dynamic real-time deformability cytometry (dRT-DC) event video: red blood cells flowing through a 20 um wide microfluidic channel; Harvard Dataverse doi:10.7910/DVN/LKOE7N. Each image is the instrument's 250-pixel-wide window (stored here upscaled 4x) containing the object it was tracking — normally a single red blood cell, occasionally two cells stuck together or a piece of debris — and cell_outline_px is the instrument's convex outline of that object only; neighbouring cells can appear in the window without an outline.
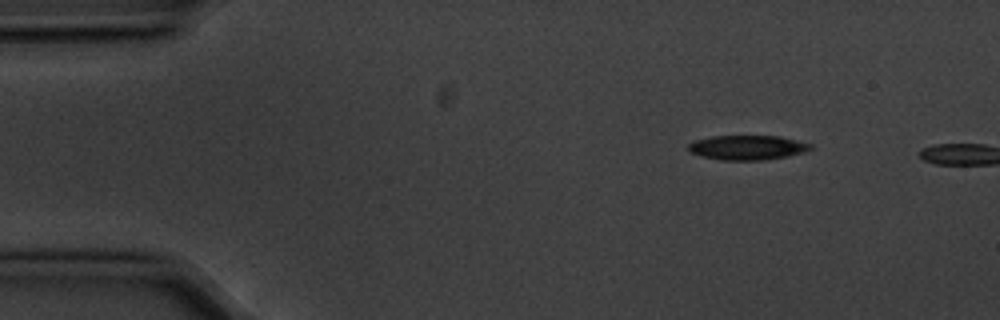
{"species": "common noctule bat (a hibernating species)", "species_latin": "Nyctalus noctula", "temperature_condition": "cold", "stored_images_in_passage": 2, "camera_frame_rate_fps": 3000, "um_per_image_px": 0.085, "animal": {"sex": "male", "body_mass_g": 20.1, "forearm_length_mm": 53.5}, "frame": {"image": 1, "passage_image": 1, "time_ms": 0.0, "image_size_px": [1000, 320], "cell_outline_px": [[812, 148], [804, 152], [788, 156], [764, 160], [724, 160], [700, 156], [688, 152], [688, 144], [696, 140], [712, 136], [780, 136], [812, 144]], "centroid_in_image_um": [63.51, 12.54], "position_along_channel_um": 21.5, "area_um2": 17.51}}